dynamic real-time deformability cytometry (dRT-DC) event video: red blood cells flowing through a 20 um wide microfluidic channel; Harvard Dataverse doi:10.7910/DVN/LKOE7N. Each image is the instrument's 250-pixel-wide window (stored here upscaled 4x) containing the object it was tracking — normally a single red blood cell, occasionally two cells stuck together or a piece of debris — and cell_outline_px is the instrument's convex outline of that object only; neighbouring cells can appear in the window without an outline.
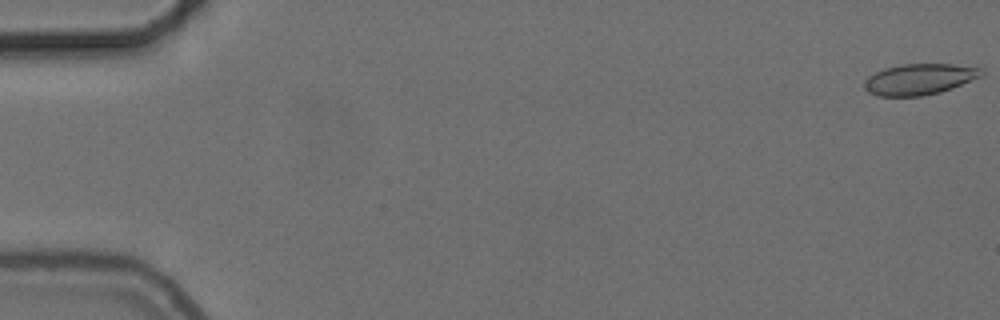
{"species": "common noctule bat (a hibernating species)", "species_latin": "Nyctalus noctula", "temperature_condition": "cold", "stored_images_in_passage": 56, "camera_frame_rate_fps": 3000, "um_per_image_px": 0.085, "animal": {"sex": "female", "body_mass_g": 24.6, "forearm_length_mm": 56.2}, "frame": {"image": 1, "passage_image": 1, "time_ms": 0.0, "image_size_px": [1000, 320], "cell_outline_px": [[984, 76], [952, 88], [940, 92], [920, 96], [876, 96], [868, 92], [864, 88], [864, 80], [868, 76], [884, 68], [904, 64], [952, 64], [980, 68], [984, 72]], "centroid_in_image_um": [78.15, 6.74], "position_along_channel_um": 6.9, "area_um2": 21.21}}
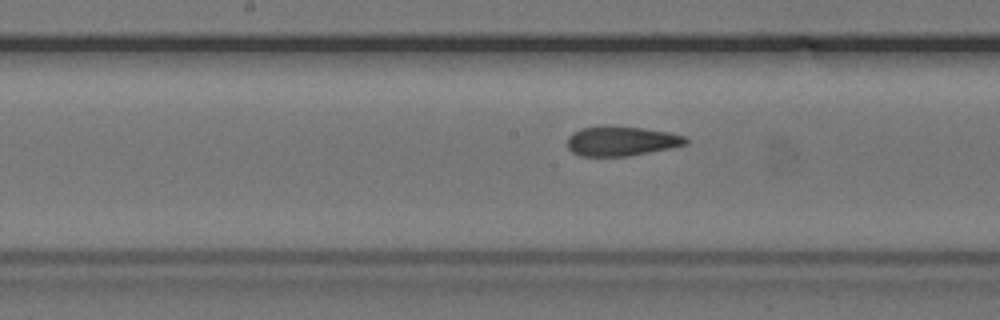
{"frame": {"image": 2, "passage_image": 29, "time_ms": 9.333, "image_size_px": [1000, 320], "cell_outline_px": [[688, 144], [672, 148], [628, 156], [580, 156], [572, 152], [568, 148], [568, 136], [572, 132], [580, 128], [600, 124], [644, 128], [668, 132], [684, 136], [688, 140]], "centroid_in_image_um": [52.79, 11.97], "position_along_channel_um": 195.4, "area_um2": 20.87}}
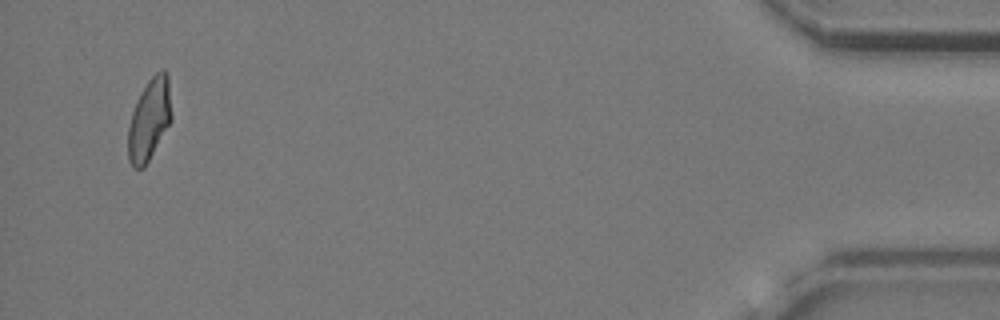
{"frame": {"image": 3, "passage_image": 54, "time_ms": 17.667, "image_size_px": [1000, 320], "cell_outline_px": [[172, 120], [144, 168], [132, 168], [128, 160], [128, 128], [132, 112], [136, 100], [140, 92], [148, 80], [160, 68], [164, 68], [168, 72], [172, 116]], "centroid_in_image_um": [12.7, 10.12], "position_along_channel_um": 422.5, "area_um2": 21.04}, "authors_computed_cell_mechanics": {"area_um2": 21.097, "velocity_mm_per_s": 3.7094, "shape_relaxation_time_tau1_ms": null, "shape_relaxation_time_tau2_ms": 2.229, "deformation_change_tau1": null, "deformation_change_tau2": 0.0782}}